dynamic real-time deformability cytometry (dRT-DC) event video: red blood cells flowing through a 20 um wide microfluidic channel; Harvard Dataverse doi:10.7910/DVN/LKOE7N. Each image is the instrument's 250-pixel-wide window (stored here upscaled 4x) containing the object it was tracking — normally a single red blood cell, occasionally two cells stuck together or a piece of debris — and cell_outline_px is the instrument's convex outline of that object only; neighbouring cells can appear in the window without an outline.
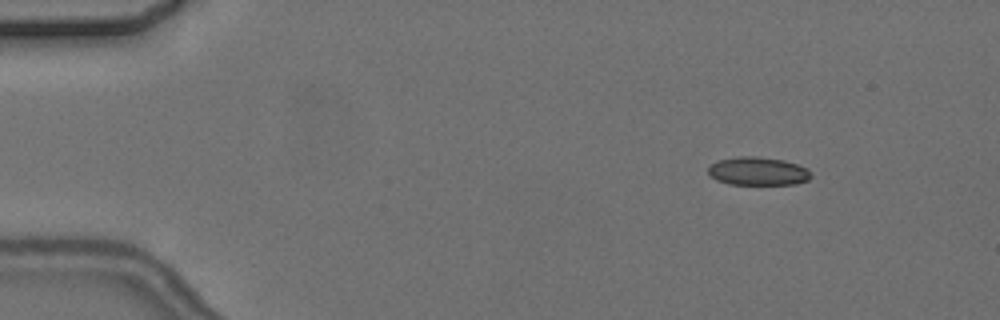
{"species": "common noctule bat (a hibernating species)", "species_latin": "Nyctalus noctula", "temperature_condition": "cold", "stored_images_in_passage": 3, "camera_frame_rate_fps": 3000, "um_per_image_px": 0.085, "animal": {"sex": "female", "body_mass_g": 24.6, "forearm_length_mm": 56.2}, "frame": {"image": 1, "passage_image": 1, "time_ms": 0.0, "image_size_px": [1000, 320], "cell_outline_px": [[812, 176], [808, 180], [796, 184], [728, 184], [716, 180], [708, 172], [708, 168], [716, 160], [740, 156], [756, 156], [784, 160], [808, 168], [812, 172]], "centroid_in_image_um": [64.45, 14.55], "position_along_channel_um": 20.6, "area_um2": 17.05}}